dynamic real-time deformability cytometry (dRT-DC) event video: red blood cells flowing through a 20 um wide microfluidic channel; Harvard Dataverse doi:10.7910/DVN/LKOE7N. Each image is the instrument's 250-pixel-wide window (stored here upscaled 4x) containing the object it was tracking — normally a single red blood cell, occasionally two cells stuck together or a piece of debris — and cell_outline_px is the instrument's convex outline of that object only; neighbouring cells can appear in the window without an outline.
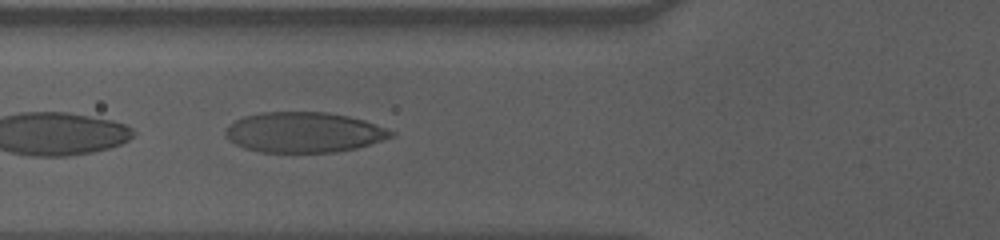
{"species": "human", "species_latin": "Homo sapiens", "temperature_condition": "cold", "stored_images_in_passage": 8, "camera_frame_rate_fps": 3000, "um_per_image_px": 0.085, "donor": {"sex": "male"}, "frame": {"image": 1, "passage_image": 4, "time_ms": 1.0, "image_size_px": [1000, 240], "cell_outline_px": [[396, 136], [384, 140], [356, 148], [336, 152], [292, 156], [260, 152], [244, 148], [228, 140], [224, 136], [224, 128], [228, 124], [244, 116], [260, 112], [328, 112], [348, 116], [364, 120], [396, 132]], "centroid_in_image_um": [25.79, 11.29], "position_along_channel_um": 100.0, "area_um2": 40.34}}